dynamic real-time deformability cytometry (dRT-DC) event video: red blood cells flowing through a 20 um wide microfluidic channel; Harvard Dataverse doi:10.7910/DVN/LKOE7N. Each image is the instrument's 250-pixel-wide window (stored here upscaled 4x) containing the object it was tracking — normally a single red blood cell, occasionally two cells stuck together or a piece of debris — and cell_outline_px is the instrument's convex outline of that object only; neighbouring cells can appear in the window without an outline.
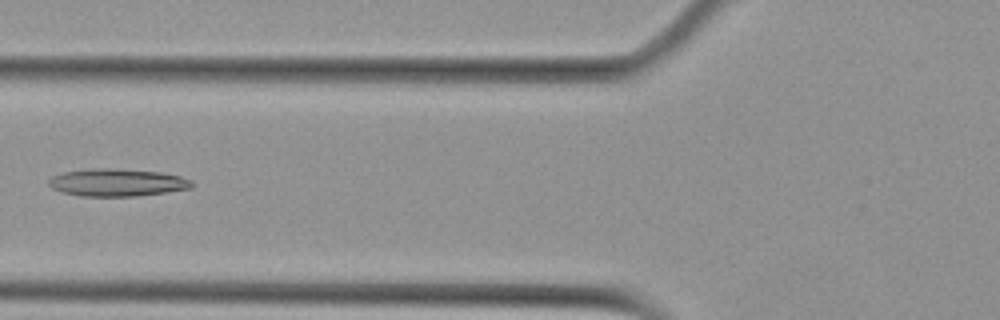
{"species": "Egyptian fruit bat (a non-hibernating species)", "species_latin": "Rousettus aegyptiacus", "temperature_condition": "cold", "stored_images_in_passage": 5, "camera_frame_rate_fps": 3000, "um_per_image_px": 0.085, "animal": {"sex": "female"}, "frame": {"image": 1, "passage_image": 4, "time_ms": 4.333, "image_size_px": [1000, 320], "cell_outline_px": [[192, 188], [136, 196], [80, 196], [64, 192], [52, 188], [48, 184], [48, 180], [52, 176], [64, 172], [100, 168], [112, 168], [160, 172], [180, 176], [192, 180]], "centroid_in_image_um": [9.96, 15.51], "position_along_channel_um": 115.8, "area_um2": 22.72}}
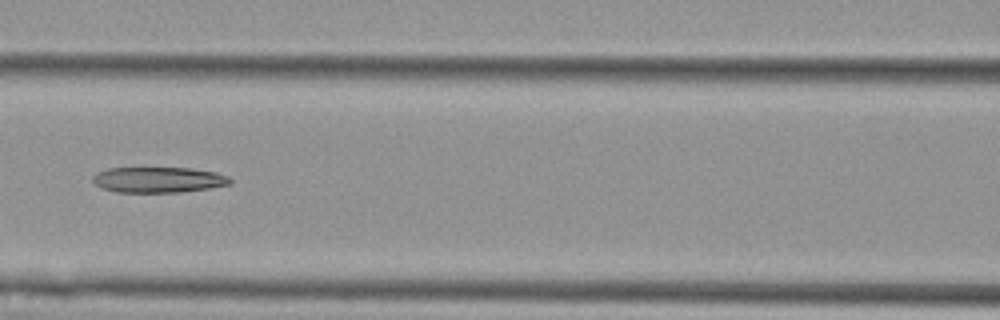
{"frame": {"image": 2, "passage_image": 5, "time_ms": 5.333, "image_size_px": [1000, 320], "cell_outline_px": [[232, 184], [208, 188], [180, 192], [116, 192], [100, 188], [92, 180], [92, 176], [96, 172], [108, 168], [192, 168], [216, 172], [228, 176], [232, 180]], "centroid_in_image_um": [13.45, 15.28], "position_along_channel_um": 153.1, "area_um2": 20.63}}